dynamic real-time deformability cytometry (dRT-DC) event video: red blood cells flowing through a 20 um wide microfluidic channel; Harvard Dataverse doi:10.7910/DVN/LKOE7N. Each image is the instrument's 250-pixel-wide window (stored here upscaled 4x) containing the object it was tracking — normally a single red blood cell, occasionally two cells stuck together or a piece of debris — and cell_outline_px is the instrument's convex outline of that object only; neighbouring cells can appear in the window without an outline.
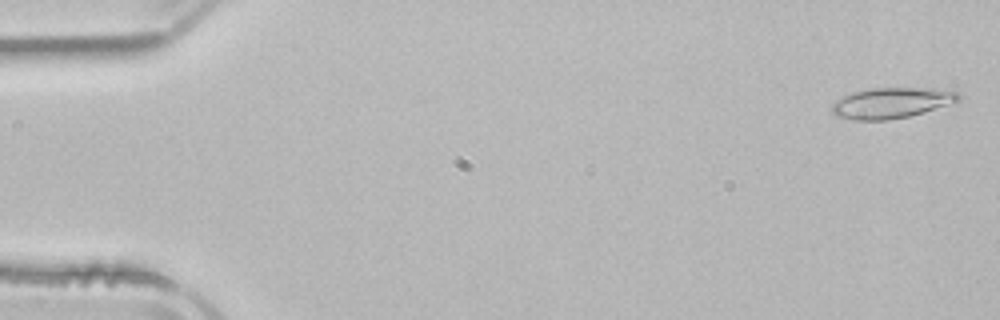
{"species": "common noctule bat (a hibernating species)", "species_latin": "Nyctalus noctula", "temperature_condition": "room temperature", "stored_images_in_passage": 4, "camera_frame_rate_fps": 3000, "um_per_image_px": 0.085, "animal": {"sex": "male", "body_mass_g": 21.5, "forearm_length_mm": 52.0}, "frame": {"image": 1, "passage_image": 1, "time_ms": 0.0, "image_size_px": [1000, 320], "cell_outline_px": [[960, 100], [924, 112], [908, 116], [888, 120], [852, 120], [836, 116], [832, 112], [832, 104], [836, 100], [852, 92], [872, 88], [932, 88], [956, 92], [960, 96]], "centroid_in_image_um": [75.73, 8.75], "position_along_channel_um": 9.3, "area_um2": 22.43}}